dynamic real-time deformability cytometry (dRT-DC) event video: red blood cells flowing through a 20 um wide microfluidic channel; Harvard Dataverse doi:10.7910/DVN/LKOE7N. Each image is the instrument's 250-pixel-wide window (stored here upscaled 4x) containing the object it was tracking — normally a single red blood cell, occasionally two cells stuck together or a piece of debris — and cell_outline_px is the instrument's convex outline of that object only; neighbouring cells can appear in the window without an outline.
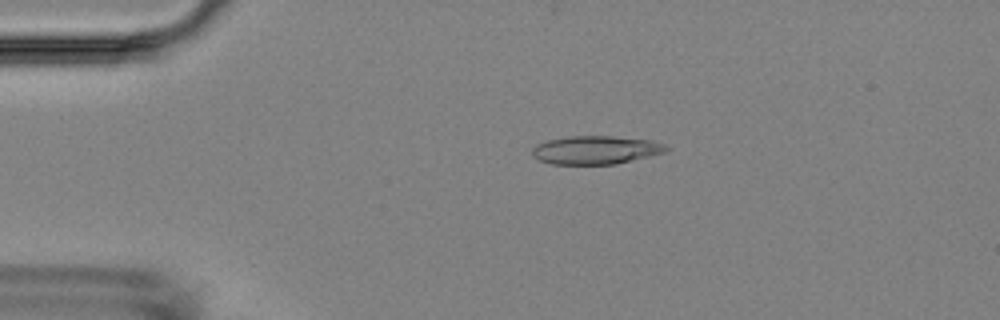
{"species": "Egyptian fruit bat (a non-hibernating species)", "species_latin": "Rousettus aegyptiacus", "temperature_condition": "room temperature", "stored_images_in_passage": 6, "camera_frame_rate_fps": 3000, "um_per_image_px": 0.085, "animal": {"sex": "female"}, "frame": {"image": 1, "passage_image": 4, "time_ms": 3.333, "image_size_px": [1000, 320], "cell_outline_px": [[668, 148], [664, 152], [616, 164], [552, 164], [540, 160], [532, 156], [532, 148], [536, 144], [548, 140], [568, 136], [612, 136], [652, 140], [664, 144]], "centroid_in_image_um": [50.6, 12.74], "position_along_channel_um": 34.4, "area_um2": 22.02}}